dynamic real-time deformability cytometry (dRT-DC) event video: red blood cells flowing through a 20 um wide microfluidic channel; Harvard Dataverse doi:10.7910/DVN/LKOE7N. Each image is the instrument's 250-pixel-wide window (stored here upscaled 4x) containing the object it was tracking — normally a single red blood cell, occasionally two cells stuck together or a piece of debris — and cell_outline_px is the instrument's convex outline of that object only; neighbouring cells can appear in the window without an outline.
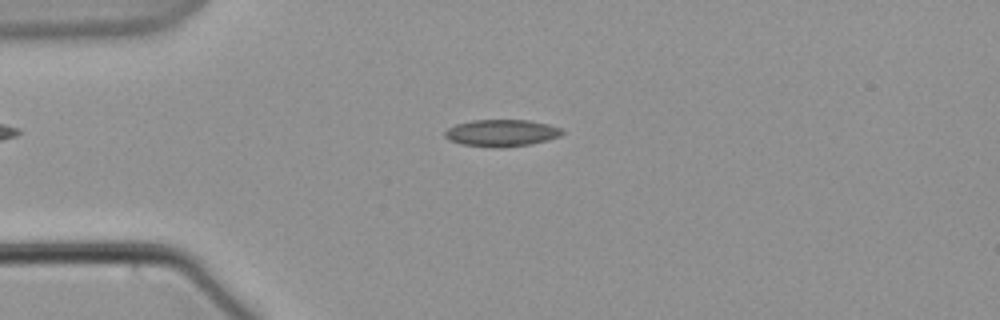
{"species": "common noctule bat (a hibernating species)", "species_latin": "Nyctalus noctula", "temperature_condition": "warm", "stored_images_in_passage": 59, "camera_frame_rate_fps": 3000, "um_per_image_px": 0.085, "animal": {"sex": "male", "body_mass_g": 21.5, "forearm_length_mm": 52.0}, "frame": {"image": 1, "passage_image": 14, "time_ms": 4.333, "image_size_px": [1000, 320], "cell_outline_px": [[564, 132], [560, 136], [548, 140], [528, 144], [504, 148], [492, 148], [460, 144], [448, 140], [444, 136], [444, 132], [448, 128], [456, 124], [472, 120], [528, 120], [548, 124], [560, 128]], "centroid_in_image_um": [42.59, 11.31], "position_along_channel_um": 42.4, "area_um2": 18.55}}
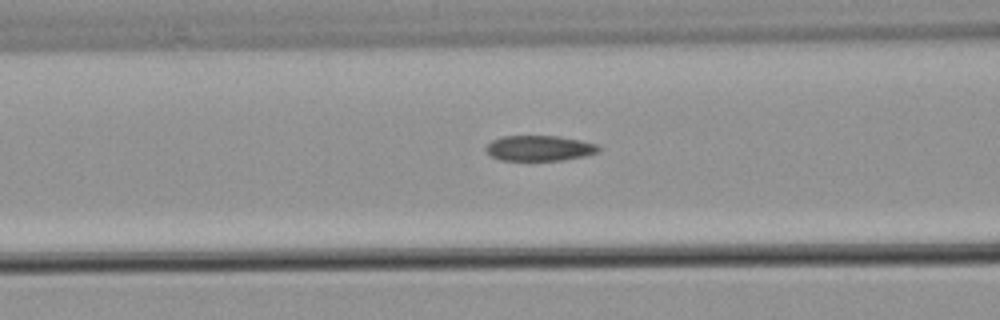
{"frame": {"image": 2, "passage_image": 23, "time_ms": 7.333, "image_size_px": [1000, 320], "cell_outline_px": [[600, 148], [596, 152], [584, 156], [564, 160], [500, 160], [492, 156], [484, 148], [492, 140], [500, 136], [560, 136], [600, 144]], "centroid_in_image_um": [45.86, 12.59], "position_along_channel_um": 120.7, "area_um2": 16.7}}
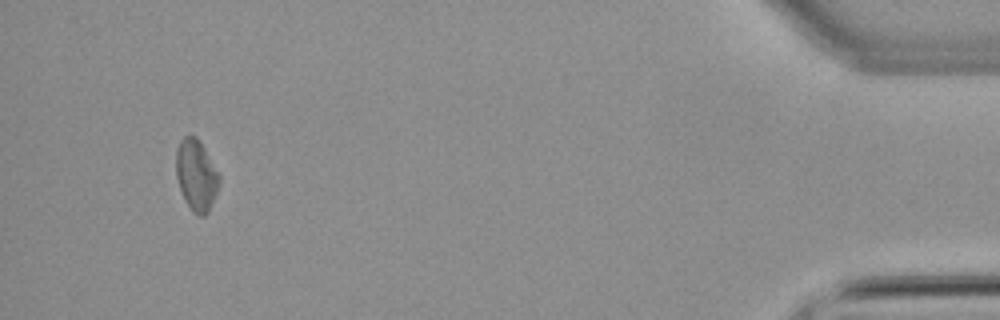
{"frame": {"image": 3, "passage_image": 56, "time_ms": 18.333, "image_size_px": [1000, 320], "cell_outline_px": [[220, 180], [216, 192], [208, 212], [204, 216], [200, 216], [192, 212], [184, 200], [176, 176], [176, 148], [180, 140], [184, 136], [196, 136], [204, 148], [220, 176]], "centroid_in_image_um": [16.66, 14.89], "position_along_channel_um": 418.5, "area_um2": 17.74}}